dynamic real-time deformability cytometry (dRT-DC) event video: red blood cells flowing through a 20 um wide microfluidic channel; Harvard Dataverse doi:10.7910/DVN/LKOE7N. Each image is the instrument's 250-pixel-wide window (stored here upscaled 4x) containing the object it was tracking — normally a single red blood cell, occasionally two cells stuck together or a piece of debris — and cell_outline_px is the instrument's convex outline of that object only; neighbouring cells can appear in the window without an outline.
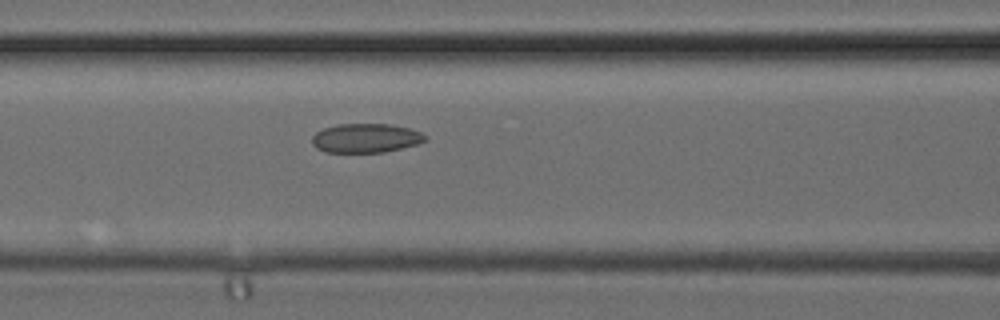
{"species": "common noctule bat (a hibernating species)", "species_latin": "Nyctalus noctula", "temperature_condition": "cold", "stored_images_in_passage": 5, "camera_frame_rate_fps": 3000, "um_per_image_px": 0.085, "animal": {"sex": "female", "body_mass_g": 24.6, "forearm_length_mm": 56.2}, "frame": {"image": 1, "passage_image": 5, "time_ms": 1.333, "image_size_px": [1000, 320], "cell_outline_px": [[428, 140], [416, 144], [384, 152], [324, 152], [316, 148], [312, 144], [312, 136], [316, 132], [324, 128], [336, 124], [388, 124], [408, 128], [420, 132], [428, 136]], "centroid_in_image_um": [31.07, 11.74], "position_along_channel_um": 135.5, "area_um2": 19.19}}